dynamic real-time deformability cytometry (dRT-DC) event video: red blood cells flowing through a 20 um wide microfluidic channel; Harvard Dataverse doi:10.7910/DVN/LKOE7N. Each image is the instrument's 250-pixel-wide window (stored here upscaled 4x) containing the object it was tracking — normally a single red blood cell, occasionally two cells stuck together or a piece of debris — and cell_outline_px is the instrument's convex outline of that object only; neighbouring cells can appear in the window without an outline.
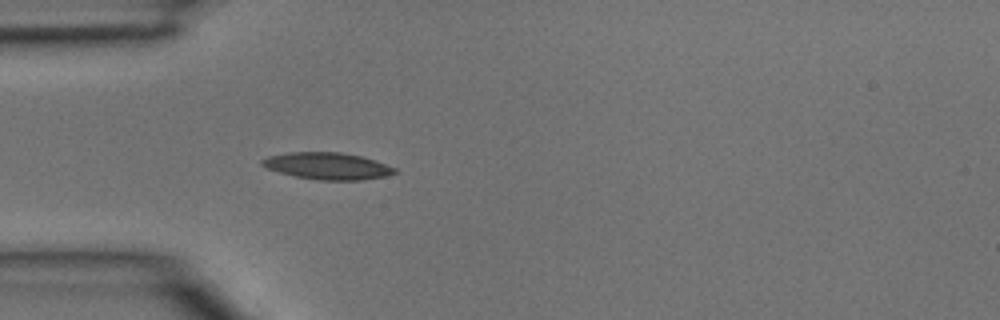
{"species": "common noctule bat (a hibernating species)", "species_latin": "Nyctalus noctula", "temperature_condition": "room temperature", "stored_images_in_passage": 3, "camera_frame_rate_fps": 3000, "um_per_image_px": 0.085, "animal": {"sex": "male", "body_mass_g": 15.6}, "frame": {"image": 1, "passage_image": 3, "time_ms": 0.667, "image_size_px": [1000, 320], "cell_outline_px": [[396, 172], [384, 176], [360, 180], [320, 180], [296, 176], [280, 172], [268, 168], [260, 164], [260, 160], [268, 156], [288, 152], [340, 152], [364, 156], [376, 160], [396, 168]], "centroid_in_image_um": [27.84, 14.09], "position_along_channel_um": 57.2, "area_um2": 20.69}}